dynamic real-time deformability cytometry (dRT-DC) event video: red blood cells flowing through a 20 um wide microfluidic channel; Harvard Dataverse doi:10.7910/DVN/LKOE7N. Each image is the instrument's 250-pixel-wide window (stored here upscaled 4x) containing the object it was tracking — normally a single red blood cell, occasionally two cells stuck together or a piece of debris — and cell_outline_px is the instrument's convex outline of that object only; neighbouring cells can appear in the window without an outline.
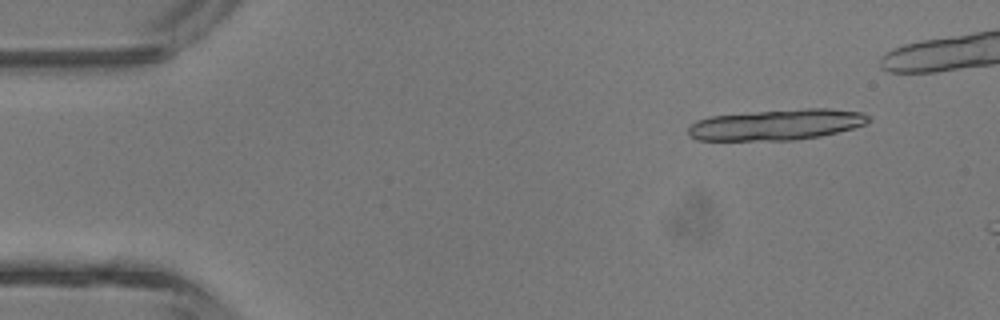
{"species": "common noctule bat (a hibernating species)", "species_latin": "Nyctalus noctula", "temperature_condition": "room temperature", "stored_images_in_passage": 2, "camera_frame_rate_fps": 3000, "um_per_image_px": 0.085, "animal": {"sex": "male", "body_mass_g": 13.3}, "frame": {"image": 1, "passage_image": 1, "time_ms": 0.0, "image_size_px": [1000, 320], "cell_outline_px": [[872, 120], [864, 124], [852, 128], [820, 136], [796, 140], [696, 140], [688, 136], [688, 128], [696, 120], [708, 116], [756, 112], [808, 108], [828, 108], [860, 112], [868, 116]], "centroid_in_image_um": [65.98, 10.6], "position_along_channel_um": 19.0, "area_um2": 32.25}}